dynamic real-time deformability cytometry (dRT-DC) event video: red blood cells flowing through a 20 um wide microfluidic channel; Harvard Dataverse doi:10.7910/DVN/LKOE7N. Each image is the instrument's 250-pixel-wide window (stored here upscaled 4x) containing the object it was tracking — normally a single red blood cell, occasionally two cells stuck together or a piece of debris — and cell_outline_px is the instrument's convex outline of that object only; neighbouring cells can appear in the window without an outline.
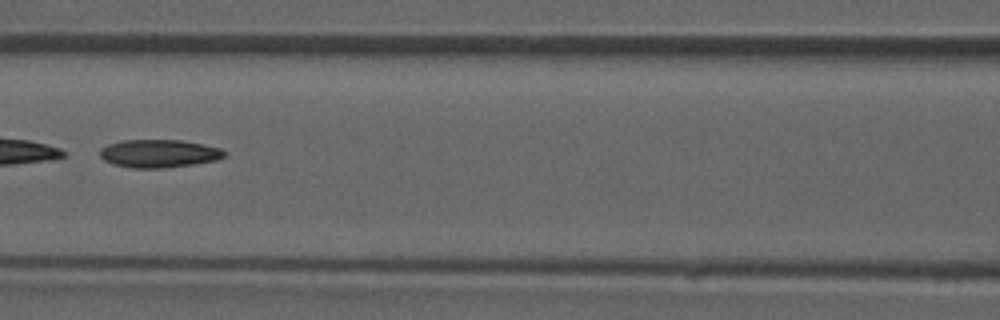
{"species": "common noctule bat (a hibernating species)", "species_latin": "Nyctalus noctula", "temperature_condition": "room temperature", "stored_images_in_passage": 46, "camera_frame_rate_fps": 3000, "um_per_image_px": 0.085, "animal": {"sex": "male", "forearm_length_mm": 52.5}, "frame": {"image": 1, "passage_image": 20, "time_ms": 6.333, "image_size_px": [1000, 320], "cell_outline_px": [[228, 152], [224, 156], [216, 160], [192, 164], [164, 168], [132, 168], [112, 164], [104, 160], [100, 156], [100, 148], [108, 144], [124, 140], [180, 140], [204, 144], [220, 148]], "centroid_in_image_um": [13.5, 13.05], "position_along_channel_um": 153.1, "area_um2": 20.35}}